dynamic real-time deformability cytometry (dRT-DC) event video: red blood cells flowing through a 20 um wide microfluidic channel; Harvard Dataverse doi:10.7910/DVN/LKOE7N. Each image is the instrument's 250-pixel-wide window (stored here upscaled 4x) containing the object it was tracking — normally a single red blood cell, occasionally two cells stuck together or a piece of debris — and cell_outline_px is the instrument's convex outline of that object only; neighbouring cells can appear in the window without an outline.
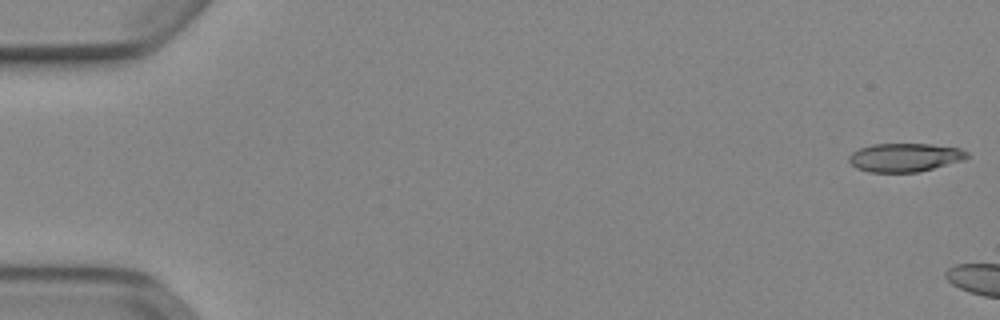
{"species": "Egyptian fruit bat (a non-hibernating species)", "species_latin": "Rousettus aegyptiacus", "temperature_condition": "cold", "stored_images_in_passage": 6, "camera_frame_rate_fps": 3000, "um_per_image_px": 0.085, "animal": {"sex": "female"}, "frame": {"image": 1, "passage_image": 1, "time_ms": 0.0, "image_size_px": [1000, 320], "cell_outline_px": [[968, 156], [964, 160], [916, 172], [868, 172], [856, 168], [848, 160], [848, 156], [852, 152], [860, 148], [872, 144], [932, 144], [960, 148], [968, 152]], "centroid_in_image_um": [76.89, 13.37], "position_along_channel_um": 8.1, "area_um2": 19.59}}